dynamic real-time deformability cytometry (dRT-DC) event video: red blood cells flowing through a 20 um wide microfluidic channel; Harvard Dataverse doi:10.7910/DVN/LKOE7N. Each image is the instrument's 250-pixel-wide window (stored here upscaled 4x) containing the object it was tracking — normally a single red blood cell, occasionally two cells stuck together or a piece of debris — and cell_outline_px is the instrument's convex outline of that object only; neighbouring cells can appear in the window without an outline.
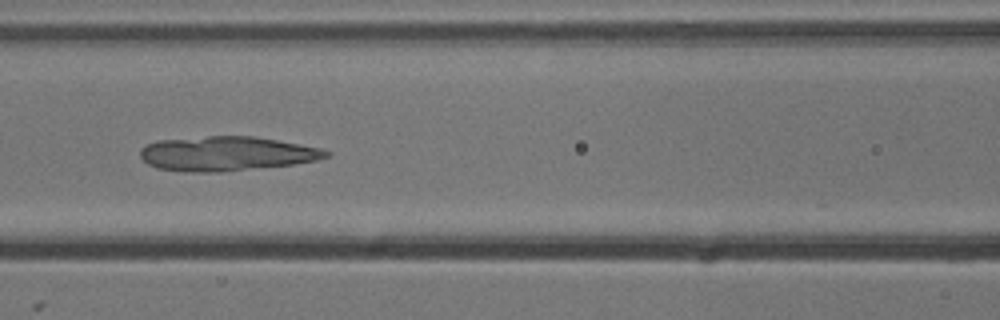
{"species": "common noctule bat (a hibernating species)", "species_latin": "Nyctalus noctula", "temperature_condition": "cold", "stored_images_in_passage": 8, "camera_frame_rate_fps": 3000, "um_per_image_px": 0.085, "animal": {"sex": "male", "body_mass_g": 13.3}, "frame": {"image": 1, "passage_image": 7, "time_ms": 2.0, "image_size_px": [1000, 320], "cell_outline_px": [[332, 156], [316, 160], [292, 164], [220, 172], [184, 172], [156, 168], [148, 164], [140, 156], [140, 148], [148, 144], [160, 140], [208, 136], [256, 136], [320, 148], [332, 152]], "centroid_in_image_um": [19.26, 13.06], "position_along_channel_um": 147.3, "area_um2": 37.28}}
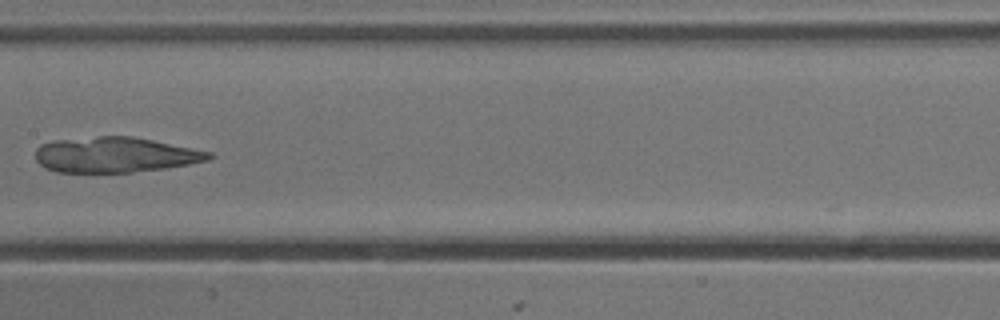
{"frame": {"image": 2, "passage_image": 8, "time_ms": 2.333, "image_size_px": [1000, 320], "cell_outline_px": [[216, 156], [208, 160], [188, 164], [164, 168], [132, 172], [56, 172], [44, 168], [36, 160], [36, 148], [40, 144], [52, 140], [100, 136], [132, 136], [212, 152]], "centroid_in_image_um": [9.76, 13.15], "position_along_channel_um": 197.6, "area_um2": 35.78}}